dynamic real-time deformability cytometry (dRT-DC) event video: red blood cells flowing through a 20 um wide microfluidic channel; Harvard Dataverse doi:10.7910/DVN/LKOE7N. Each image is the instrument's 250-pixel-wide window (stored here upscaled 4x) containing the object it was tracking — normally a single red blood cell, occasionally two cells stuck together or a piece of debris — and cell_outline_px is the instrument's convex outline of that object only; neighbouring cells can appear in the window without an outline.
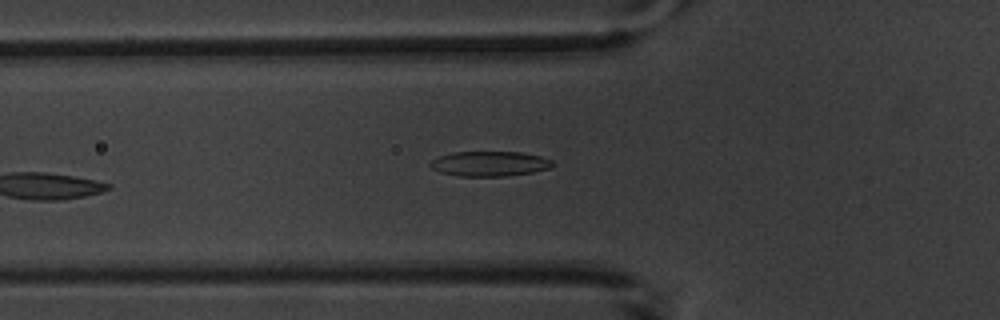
{"species": "common noctule bat (a hibernating species)", "species_latin": "Nyctalus noctula", "temperature_condition": "warm", "stored_images_in_passage": 6, "camera_frame_rate_fps": 3000, "um_per_image_px": 0.085, "animal": {"sex": "male", "body_mass_g": 20.1, "forearm_length_mm": 53.5}, "frame": {"image": 1, "passage_image": 5, "time_ms": 5.0, "image_size_px": [1000, 320], "cell_outline_px": [[552, 168], [532, 172], [508, 176], [460, 176], [440, 172], [432, 168], [428, 164], [432, 160], [440, 156], [452, 152], [520, 152], [540, 156], [552, 160]], "centroid_in_image_um": [41.62, 13.92], "position_along_channel_um": 84.2, "area_um2": 17.74}}